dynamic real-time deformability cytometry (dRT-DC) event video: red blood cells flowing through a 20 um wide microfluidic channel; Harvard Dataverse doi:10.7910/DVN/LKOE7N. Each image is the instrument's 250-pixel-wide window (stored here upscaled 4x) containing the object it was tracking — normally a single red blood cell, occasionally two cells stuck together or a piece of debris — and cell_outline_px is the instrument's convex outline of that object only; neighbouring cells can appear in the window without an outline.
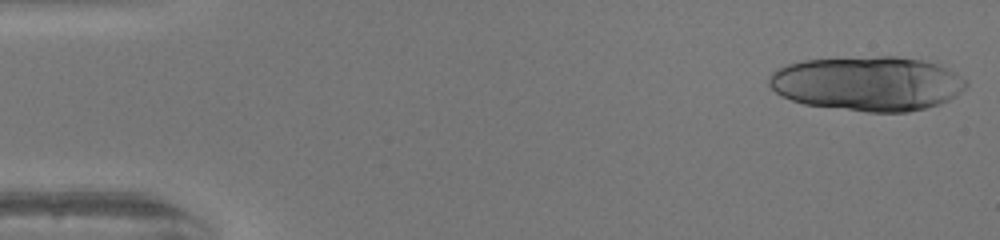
{"species": "human", "species_latin": "Homo sapiens", "temperature_condition": "warm", "stored_images_in_passage": 17, "camera_frame_rate_fps": 3000, "um_per_image_px": 0.085, "donor": {"sex": "female"}, "frame": {"image": 1, "passage_image": 1, "time_ms": 0.0, "image_size_px": [1000, 240], "cell_outline_px": [[968, 84], [956, 96], [940, 104], [908, 112], [868, 112], [804, 104], [792, 100], [776, 92], [768, 84], [768, 80], [772, 72], [788, 64], [804, 60], [880, 56], [896, 56], [924, 60], [940, 64], [956, 72], [968, 80]], "centroid_in_image_um": [73.8, 7.09], "position_along_channel_um": 11.2, "area_um2": 62.77}}